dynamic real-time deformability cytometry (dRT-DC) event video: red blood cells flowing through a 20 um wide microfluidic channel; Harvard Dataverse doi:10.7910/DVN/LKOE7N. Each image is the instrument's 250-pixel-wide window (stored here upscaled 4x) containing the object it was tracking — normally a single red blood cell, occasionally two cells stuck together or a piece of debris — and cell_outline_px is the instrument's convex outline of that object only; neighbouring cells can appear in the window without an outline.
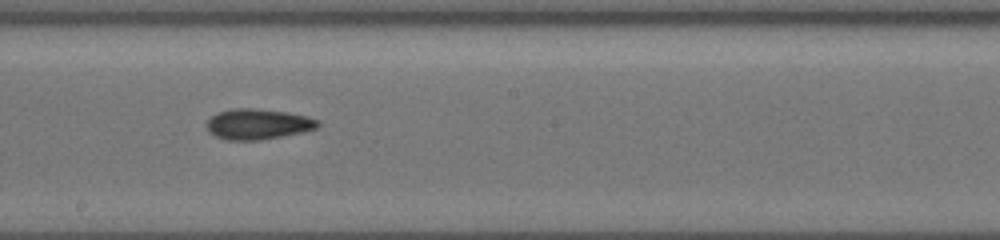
{"species": "common noctule bat (a hibernating species)", "species_latin": "Nyctalus noctula", "temperature_condition": "cold", "stored_images_in_passage": 21, "camera_frame_rate_fps": 3000, "um_per_image_px": 0.085, "animal": {"sex": "female", "body_mass_g": 19.5, "forearm_length_mm": 54.1}, "frame": {"image": 1, "passage_image": 15, "time_ms": 11.667, "image_size_px": [1000, 240], "cell_outline_px": [[320, 124], [316, 128], [300, 132], [260, 140], [228, 140], [216, 136], [208, 132], [204, 124], [216, 112], [232, 108], [252, 108], [288, 112], [308, 116], [320, 120]], "centroid_in_image_um": [21.88, 10.53], "position_along_channel_um": 226.3, "area_um2": 19.88}}